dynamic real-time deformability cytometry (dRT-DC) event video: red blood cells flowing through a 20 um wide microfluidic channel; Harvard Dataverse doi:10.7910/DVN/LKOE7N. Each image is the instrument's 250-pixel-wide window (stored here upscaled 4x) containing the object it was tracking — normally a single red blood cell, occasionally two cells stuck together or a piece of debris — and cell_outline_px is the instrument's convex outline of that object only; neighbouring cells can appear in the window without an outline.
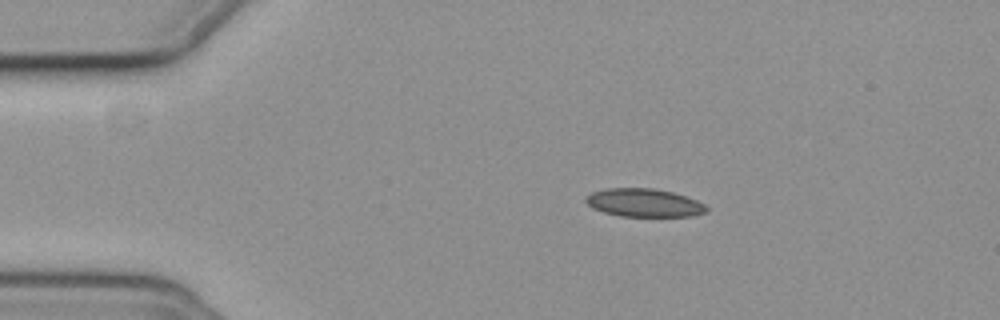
{"species": "common noctule bat (a hibernating species)", "species_latin": "Nyctalus noctula", "temperature_condition": "cold", "stored_images_in_passage": 47, "camera_frame_rate_fps": 3000, "um_per_image_px": 0.085, "animal": {"sex": "female", "body_mass_g": 19.3, "forearm_length_mm": 54.1}, "frame": {"image": 1, "passage_image": 1, "time_ms": 0.0, "image_size_px": [1000, 320], "cell_outline_px": [[708, 212], [692, 216], [620, 216], [604, 212], [592, 208], [584, 200], [592, 192], [604, 188], [656, 188], [672, 192], [696, 200], [704, 204], [708, 208]], "centroid_in_image_um": [54.75, 17.23], "position_along_channel_um": 30.3, "area_um2": 19.83}}
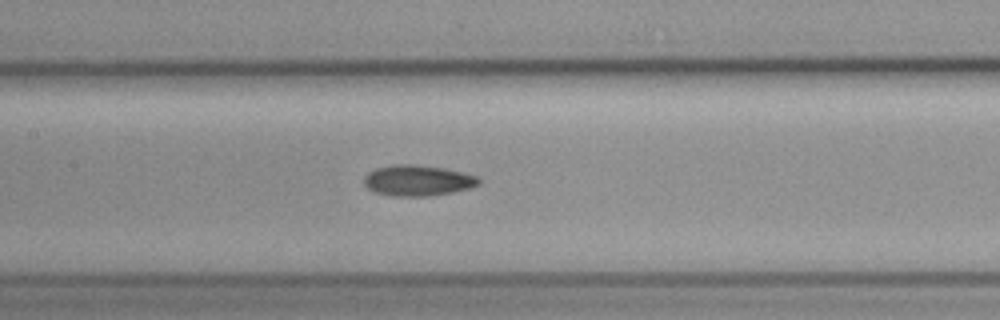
{"frame": {"image": 2, "passage_image": 17, "time_ms": 5.333, "image_size_px": [1000, 320], "cell_outline_px": [[480, 184], [468, 188], [452, 192], [428, 196], [392, 196], [372, 192], [364, 184], [364, 176], [368, 172], [376, 168], [392, 164], [412, 164], [444, 168], [480, 176]], "centroid_in_image_um": [35.49, 15.34], "position_along_channel_um": 171.9, "area_um2": 20.75}}
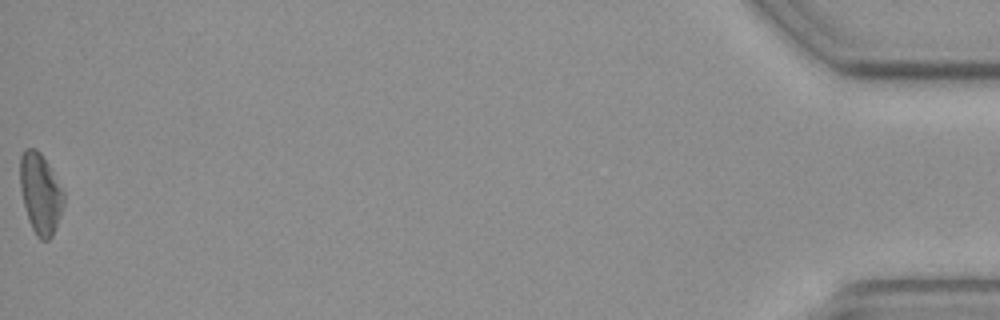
{"frame": {"image": 3, "passage_image": 47, "time_ms": 15.333, "image_size_px": [1000, 320], "cell_outline_px": [[64, 204], [52, 236], [48, 240], [40, 240], [36, 236], [28, 220], [20, 188], [20, 156], [24, 148], [36, 148], [40, 152], [48, 164], [64, 192]], "centroid_in_image_um": [3.42, 16.44], "position_along_channel_um": 431.8, "area_um2": 20.4}}